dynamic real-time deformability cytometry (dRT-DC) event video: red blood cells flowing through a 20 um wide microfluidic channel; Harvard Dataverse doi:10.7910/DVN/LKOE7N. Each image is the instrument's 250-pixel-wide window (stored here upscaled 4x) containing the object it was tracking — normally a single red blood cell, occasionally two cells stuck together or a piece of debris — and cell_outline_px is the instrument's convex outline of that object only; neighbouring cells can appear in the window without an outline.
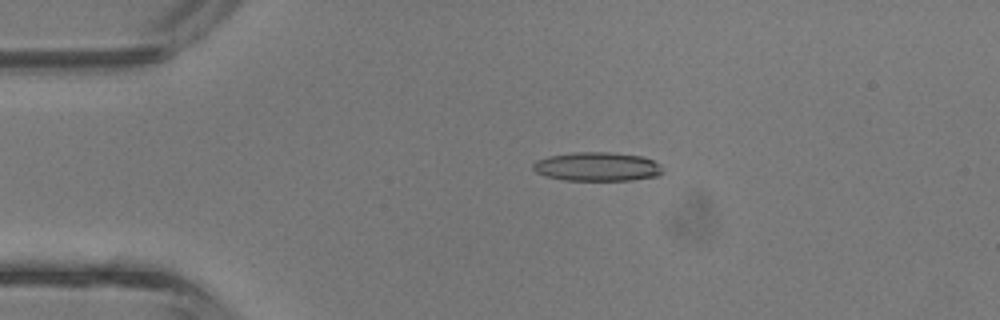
{"species": "common noctule bat (a hibernating species)", "species_latin": "Nyctalus noctula", "temperature_condition": "room temperature", "stored_images_in_passage": 3, "camera_frame_rate_fps": 3000, "um_per_image_px": 0.085, "animal": {"sex": "male", "body_mass_g": 13.3}, "frame": {"image": 1, "passage_image": 3, "time_ms": 0.667, "image_size_px": [1000, 320], "cell_outline_px": [[664, 172], [656, 176], [632, 180], [564, 180], [544, 176], [536, 172], [532, 168], [532, 164], [536, 160], [548, 156], [572, 152], [612, 152], [640, 156], [652, 160], [660, 164], [664, 168]], "centroid_in_image_um": [50.74, 14.16], "position_along_channel_um": 34.3, "area_um2": 22.02}}